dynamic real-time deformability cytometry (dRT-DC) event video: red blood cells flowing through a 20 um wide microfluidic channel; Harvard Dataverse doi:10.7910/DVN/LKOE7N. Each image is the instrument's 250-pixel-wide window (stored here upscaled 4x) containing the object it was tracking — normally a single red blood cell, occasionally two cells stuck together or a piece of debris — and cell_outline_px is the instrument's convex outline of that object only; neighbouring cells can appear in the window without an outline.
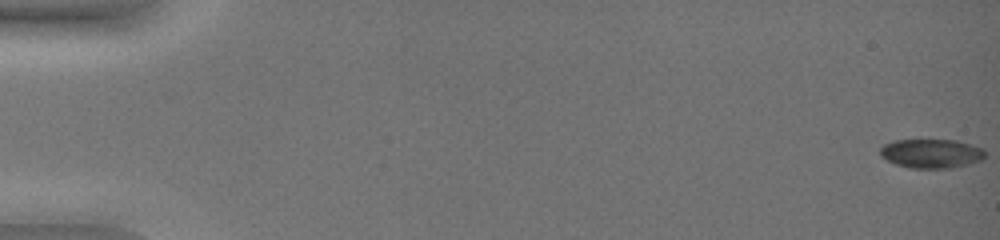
{"species": "common noctule bat (a hibernating species)", "species_latin": "Nyctalus noctula", "temperature_condition": "warm", "stored_images_in_passage": 53, "camera_frame_rate_fps": 3000, "um_per_image_px": 0.085, "animal": {"sex": "female", "body_mass_g": 19.0, "forearm_length_mm": 51.5}, "frame": {"image": 1, "passage_image": 1, "time_ms": 0.0, "image_size_px": [1000, 240], "cell_outline_px": [[984, 160], [968, 164], [948, 168], [908, 168], [896, 164], [880, 156], [880, 148], [884, 144], [892, 140], [956, 140], [984, 148]], "centroid_in_image_um": [79.16, 13.04], "position_along_channel_um": 5.8, "area_um2": 17.86}}
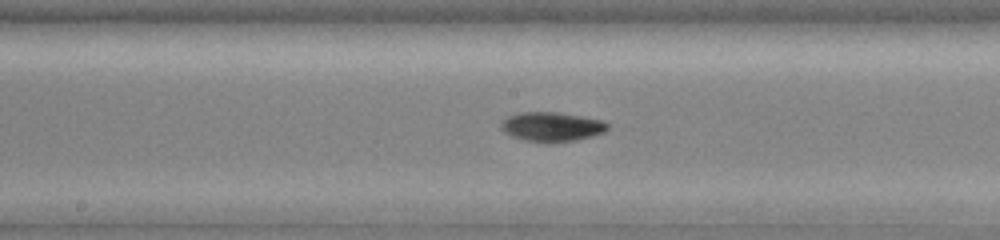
{"frame": {"image": 2, "passage_image": 31, "time_ms": 10.0, "image_size_px": [1000, 240], "cell_outline_px": [[608, 128], [604, 132], [592, 136], [576, 140], [552, 144], [544, 144], [524, 140], [512, 136], [504, 132], [500, 128], [500, 124], [508, 116], [520, 112], [556, 112], [584, 116], [604, 120], [608, 124]], "centroid_in_image_um": [46.91, 10.79], "position_along_channel_um": 201.3, "area_um2": 18.67}}
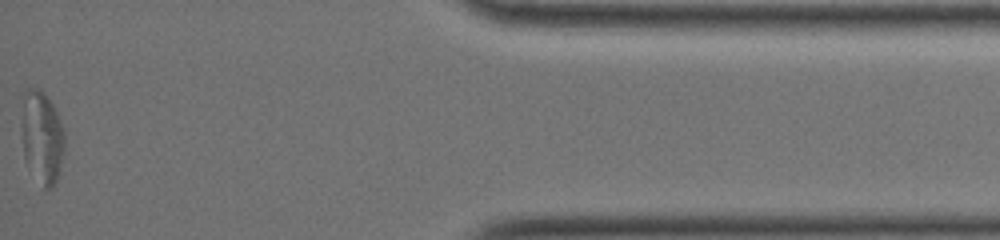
{"frame": {"image": 3, "passage_image": 53, "time_ms": 17.333, "image_size_px": [1000, 240], "cell_outline_px": [[64, 152], [60, 172], [56, 180], [48, 188], [44, 188], [24, 156], [20, 128], [20, 92], [28, 88], [40, 88], [44, 92], [52, 104], [64, 128]], "centroid_in_image_um": [3.52, 11.51], "position_along_channel_um": 431.7, "area_um2": 23.64}, "authors_computed_cell_mechanics": {"area_um2": 18.0336, "velocity_mm_per_s": 3.8193, "shape_relaxation_time_tau1_ms": 2.2753, "shape_relaxation_time_tau2_ms": 7.5003, "deformation_change_tau1": 0.1294, "deformation_change_tau2": 0.1367}}